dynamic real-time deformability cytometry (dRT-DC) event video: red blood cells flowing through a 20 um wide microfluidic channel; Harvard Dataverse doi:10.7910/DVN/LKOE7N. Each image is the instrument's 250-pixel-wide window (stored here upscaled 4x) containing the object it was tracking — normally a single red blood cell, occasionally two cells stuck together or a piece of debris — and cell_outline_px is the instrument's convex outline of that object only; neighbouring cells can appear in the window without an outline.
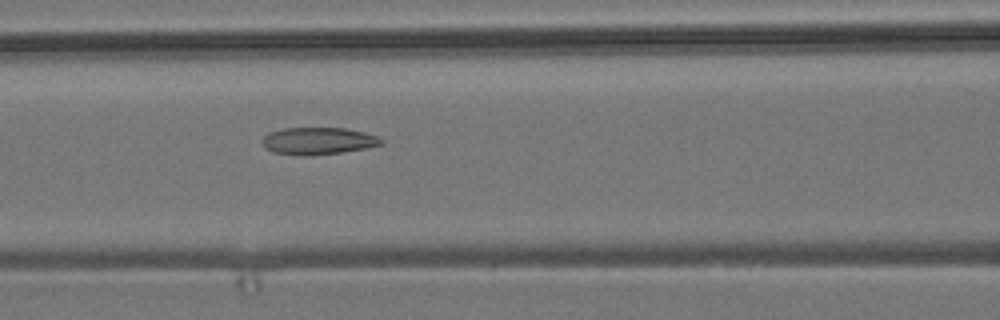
{"species": "common noctule bat (a hibernating species)", "species_latin": "Nyctalus noctula", "temperature_condition": "room temperature", "stored_images_in_passage": 7, "camera_frame_rate_fps": 3000, "um_per_image_px": 0.085, "animal": {"sex": "male", "body_mass_g": 19.2, "forearm_length_mm": 51.8}, "frame": {"image": 1, "passage_image": 7, "time_ms": 6.667, "image_size_px": [1000, 320], "cell_outline_px": [[384, 144], [368, 148], [340, 152], [304, 156], [272, 152], [264, 148], [260, 144], [260, 140], [268, 132], [284, 128], [344, 128], [364, 132], [376, 136], [384, 140]], "centroid_in_image_um": [27.0, 11.98], "position_along_channel_um": 139.6, "area_um2": 19.02}}